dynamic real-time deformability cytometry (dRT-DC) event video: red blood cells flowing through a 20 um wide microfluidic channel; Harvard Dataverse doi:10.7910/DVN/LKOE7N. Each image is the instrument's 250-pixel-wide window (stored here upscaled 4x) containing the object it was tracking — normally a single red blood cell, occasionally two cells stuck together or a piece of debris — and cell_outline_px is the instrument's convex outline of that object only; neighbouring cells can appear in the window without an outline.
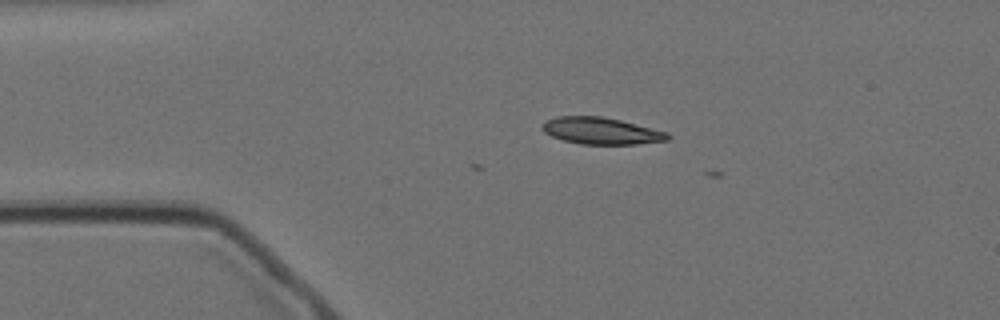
{"species": "Egyptian fruit bat (a non-hibernating species)", "species_latin": "Rousettus aegyptiacus", "temperature_condition": "cold", "stored_images_in_passage": 2, "camera_frame_rate_fps": 3000, "um_per_image_px": 0.085, "animal": {"sex": "female"}, "frame": {"image": 1, "passage_image": 2, "time_ms": 0.333, "image_size_px": [1000, 320], "cell_outline_px": [[672, 136], [668, 140], [636, 144], [580, 144], [564, 140], [552, 136], [544, 132], [540, 128], [540, 124], [556, 116], [600, 116], [620, 120], [668, 132]], "centroid_in_image_um": [51.09, 11.12], "position_along_channel_um": 33.9, "area_um2": 19.59}}